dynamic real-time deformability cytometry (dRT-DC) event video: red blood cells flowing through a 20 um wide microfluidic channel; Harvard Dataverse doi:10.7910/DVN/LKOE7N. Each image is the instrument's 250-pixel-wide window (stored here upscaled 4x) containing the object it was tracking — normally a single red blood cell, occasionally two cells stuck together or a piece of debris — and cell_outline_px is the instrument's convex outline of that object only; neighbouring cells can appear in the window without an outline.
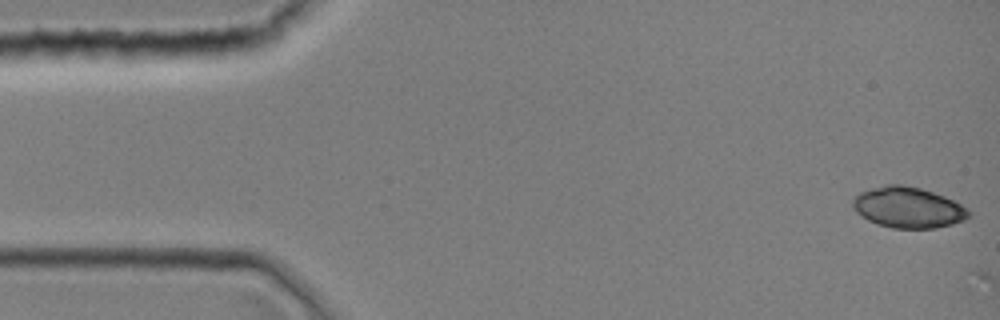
{"species": "common noctule bat (a hibernating species)", "species_latin": "Nyctalus noctula", "temperature_condition": "room temperature", "stored_images_in_passage": 39, "camera_frame_rate_fps": 3000, "um_per_image_px": 0.085, "animal": {"sex": "female", "body_mass_g": 19.0, "forearm_length_mm": 51.5}, "frame": {"image": 1, "passage_image": 1, "time_ms": 0.0, "image_size_px": [1000, 320], "cell_outline_px": [[968, 216], [964, 220], [952, 224], [936, 228], [892, 228], [876, 224], [860, 216], [856, 212], [852, 204], [852, 200], [860, 192], [884, 184], [904, 184], [920, 188], [944, 196], [968, 208]], "centroid_in_image_um": [77.15, 17.63], "position_along_channel_um": 7.9, "area_um2": 27.57}}
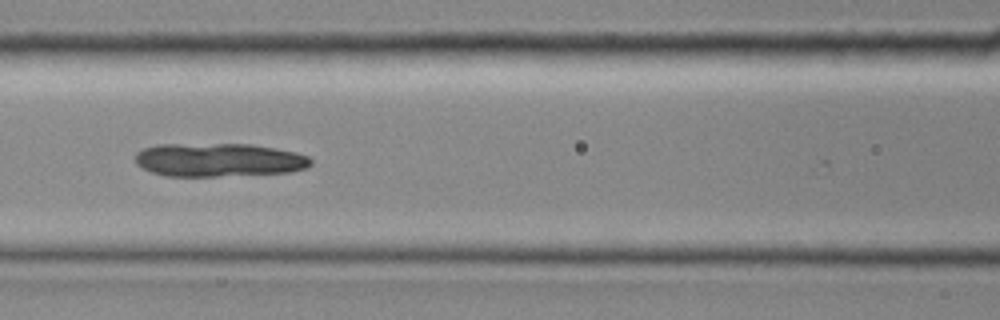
{"frame": {"image": 2, "passage_image": 17, "time_ms": 5.333, "image_size_px": [1000, 320], "cell_outline_px": [[312, 164], [308, 168], [292, 172], [216, 176], [164, 176], [152, 172], [136, 164], [136, 152], [140, 148], [156, 144], [252, 144], [276, 148], [296, 152], [308, 156], [312, 160]], "centroid_in_image_um": [18.6, 13.58], "position_along_channel_um": 148.0, "area_um2": 34.62}}
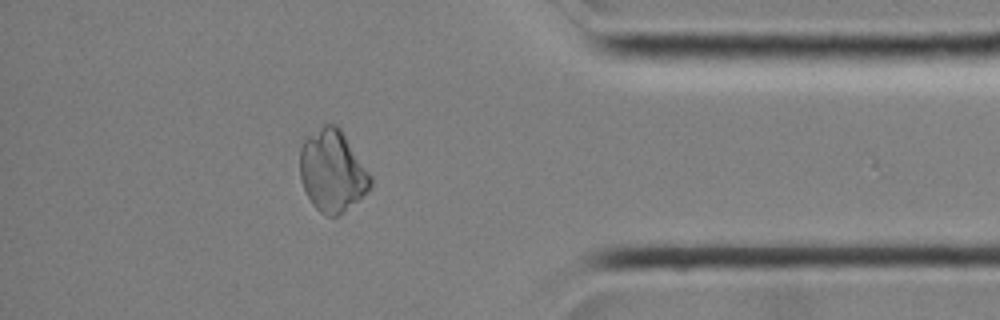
{"frame": {"image": 3, "passage_image": 34, "time_ms": 11.0, "image_size_px": [1000, 320], "cell_outline_px": [[372, 184], [344, 212], [336, 216], [328, 216], [320, 212], [312, 204], [300, 180], [300, 148], [304, 136], [324, 124], [336, 124], [340, 128], [372, 176]], "centroid_in_image_um": [28.21, 14.49], "position_along_channel_um": 407.0, "area_um2": 33.52}}